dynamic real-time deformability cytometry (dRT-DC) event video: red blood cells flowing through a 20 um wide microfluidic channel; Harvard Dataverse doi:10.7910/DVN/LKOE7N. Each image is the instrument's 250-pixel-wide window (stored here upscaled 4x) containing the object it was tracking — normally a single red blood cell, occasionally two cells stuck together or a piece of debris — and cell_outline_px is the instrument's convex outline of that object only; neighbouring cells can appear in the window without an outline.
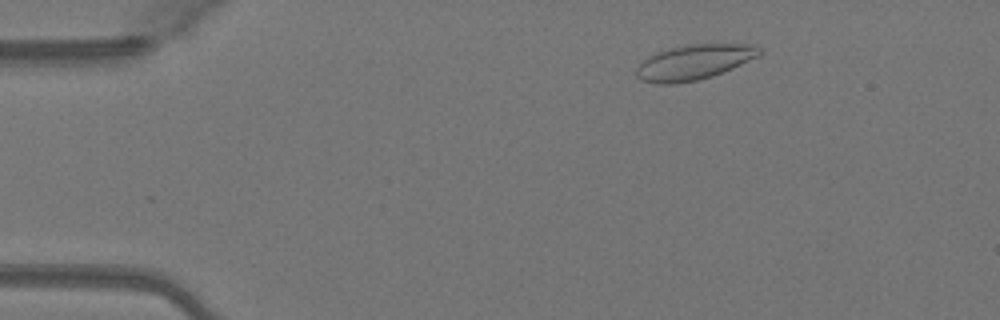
{"species": "Egyptian fruit bat (a non-hibernating species)", "species_latin": "Rousettus aegyptiacus", "temperature_condition": "warm", "stored_images_in_passage": 46, "camera_frame_rate_fps": 3000, "um_per_image_px": 0.085, "animal": {"sex": "female"}, "frame": {"image": 1, "passage_image": 4, "time_ms": 1.0, "image_size_px": [1000, 320], "cell_outline_px": [[760, 56], [732, 68], [712, 76], [696, 80], [676, 84], [656, 84], [644, 80], [636, 76], [636, 68], [648, 56], [672, 48], [688, 44], [748, 44], [760, 48]], "centroid_in_image_um": [59.0, 5.29], "position_along_channel_um": 26.0, "area_um2": 24.8}}
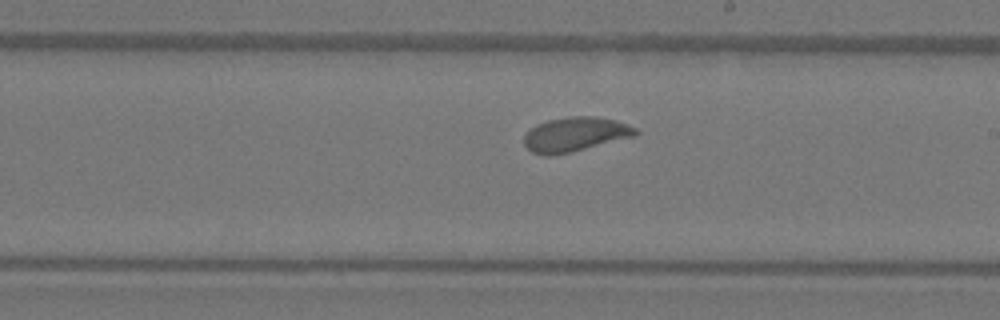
{"frame": {"image": 2, "passage_image": 25, "time_ms": 8.0, "image_size_px": [1000, 320], "cell_outline_px": [[640, 132], [636, 136], [572, 152], [552, 156], [544, 156], [532, 152], [524, 144], [524, 136], [536, 124], [548, 120], [568, 116], [596, 116], [616, 120], [636, 128]], "centroid_in_image_um": [48.91, 11.42], "position_along_channel_um": 240.1, "area_um2": 22.54}}
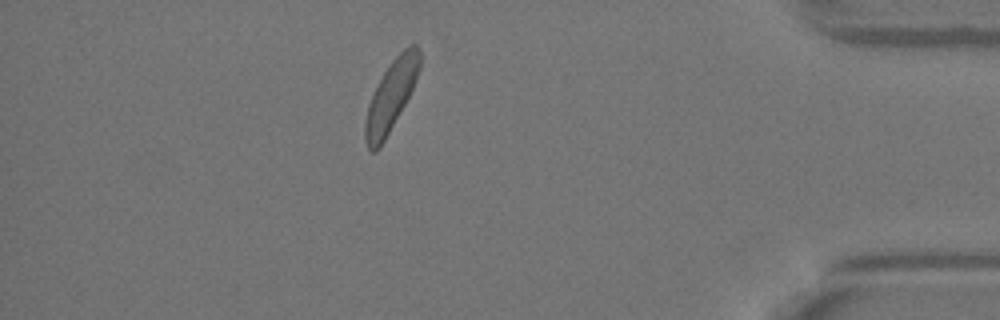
{"frame": {"image": 3, "passage_image": 40, "time_ms": 13.0, "image_size_px": [1000, 320], "cell_outline_px": [[420, 68], [412, 88], [404, 104], [380, 148], [376, 152], [372, 152], [368, 148], [364, 140], [364, 124], [368, 104], [388, 64], [408, 44], [416, 44], [420, 48]], "centroid_in_image_um": [33.22, 8.15], "position_along_channel_um": 402.0, "area_um2": 22.02}, "authors_computed_cell_mechanics": {"area_um2": 22.4842, "velocity_mm_per_s": 4.0631, "shape_relaxation_time_tau1_ms": 2.169, "shape_relaxation_time_tau2_ms": null, "deformation_change_tau1": 0.1108, "deformation_change_tau2": null}}